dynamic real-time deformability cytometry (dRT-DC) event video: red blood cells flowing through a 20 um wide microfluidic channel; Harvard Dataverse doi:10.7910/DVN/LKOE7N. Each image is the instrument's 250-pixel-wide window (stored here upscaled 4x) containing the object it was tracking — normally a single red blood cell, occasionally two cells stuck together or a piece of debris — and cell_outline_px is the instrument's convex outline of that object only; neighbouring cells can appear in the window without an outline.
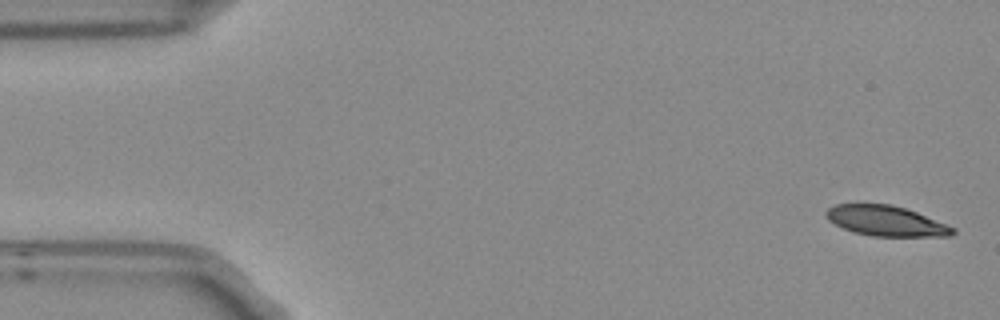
{"species": "Egyptian fruit bat (a non-hibernating species)", "species_latin": "Rousettus aegyptiacus", "temperature_condition": "room temperature", "stored_images_in_passage": 5, "camera_frame_rate_fps": 3000, "um_per_image_px": 0.085, "frame": {"image": 1, "passage_image": 1, "time_ms": 0.0, "image_size_px": [1000, 320], "cell_outline_px": [[956, 232], [952, 236], [872, 236], [852, 232], [828, 220], [824, 216], [824, 212], [828, 208], [836, 204], [888, 204], [904, 208], [916, 212], [956, 228]], "centroid_in_image_um": [75.29, 18.78], "position_along_channel_um": 9.7, "area_um2": 22.25}}